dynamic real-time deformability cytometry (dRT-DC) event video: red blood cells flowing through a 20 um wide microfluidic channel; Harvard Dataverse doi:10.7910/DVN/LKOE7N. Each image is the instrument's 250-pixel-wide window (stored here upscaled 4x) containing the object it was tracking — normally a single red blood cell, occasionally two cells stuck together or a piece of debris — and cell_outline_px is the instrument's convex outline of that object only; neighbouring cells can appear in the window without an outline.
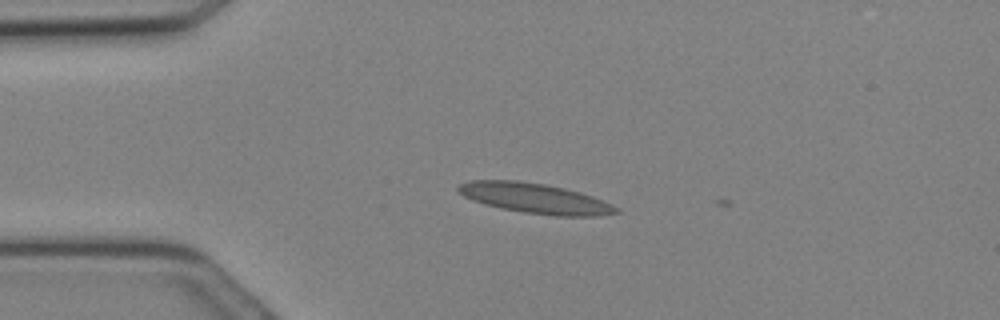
{"species": "Egyptian fruit bat (a non-hibernating species)", "species_latin": "Rousettus aegyptiacus", "temperature_condition": "cold", "stored_images_in_passage": 5, "camera_frame_rate_fps": 3000, "um_per_image_px": 0.085, "animal": {"sex": "female"}, "frame": {"image": 1, "passage_image": 1, "time_ms": 0.0, "image_size_px": [1000, 320], "cell_outline_px": [[620, 212], [596, 216], [556, 216], [524, 212], [500, 208], [484, 204], [472, 200], [464, 196], [456, 188], [460, 184], [468, 180], [516, 180], [544, 184], [564, 188], [580, 192], [604, 200], [620, 208]], "centroid_in_image_um": [45.49, 16.85], "position_along_channel_um": 39.5, "area_um2": 27.74}}
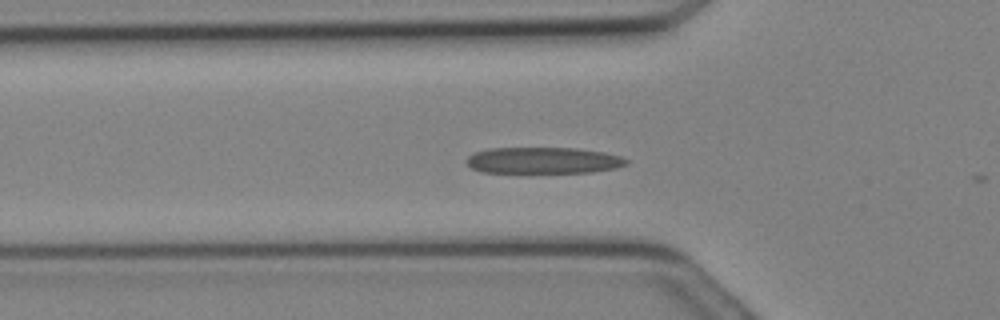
{"frame": {"image": 2, "passage_image": 4, "time_ms": 1.0, "image_size_px": [1000, 320], "cell_outline_px": [[628, 164], [616, 168], [592, 172], [484, 172], [472, 168], [464, 160], [472, 152], [488, 148], [576, 148], [604, 152], [620, 156], [628, 160]], "centroid_in_image_um": [46.16, 13.62], "position_along_channel_um": 79.6, "area_um2": 24.57}}